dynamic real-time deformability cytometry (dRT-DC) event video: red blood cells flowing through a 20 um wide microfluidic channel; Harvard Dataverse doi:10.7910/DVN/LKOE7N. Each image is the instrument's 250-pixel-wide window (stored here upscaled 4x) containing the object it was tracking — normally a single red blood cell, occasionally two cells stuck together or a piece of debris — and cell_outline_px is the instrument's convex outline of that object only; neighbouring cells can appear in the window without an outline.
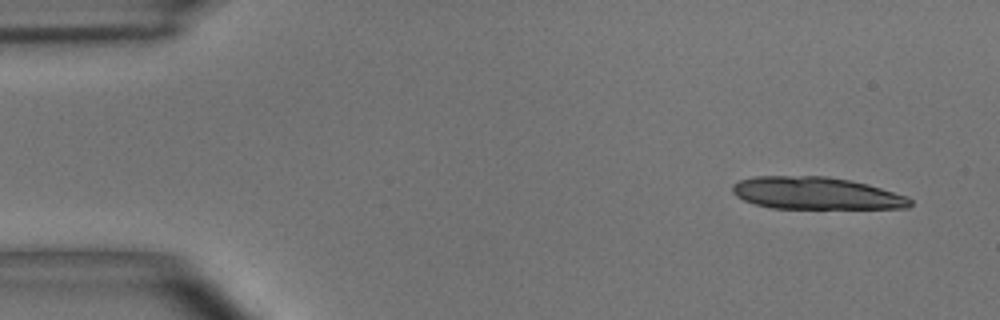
{"species": "common noctule bat (a hibernating species)", "species_latin": "Nyctalus noctula", "temperature_condition": "room temperature", "stored_images_in_passage": 18, "camera_frame_rate_fps": 3000, "um_per_image_px": 0.085, "animal": {"sex": "male", "body_mass_g": 15.6}, "frame": {"image": 1, "passage_image": 3, "time_ms": 0.667, "image_size_px": [1000, 320], "cell_outline_px": [[912, 204], [908, 208], [772, 208], [756, 204], [744, 200], [736, 196], [732, 192], [732, 184], [740, 180], [756, 176], [824, 176], [848, 180], [868, 184], [908, 196], [912, 200]], "centroid_in_image_um": [69.37, 16.42], "position_along_channel_um": 15.6, "area_um2": 33.35}}
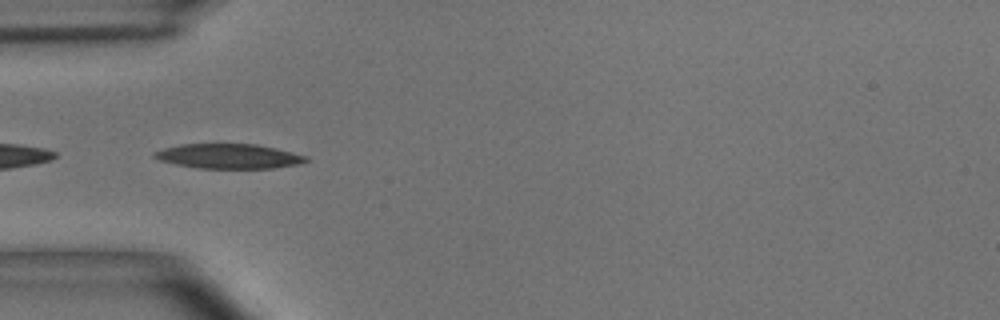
{"frame": {"image": 2, "passage_image": 16, "time_ms": 5.0, "image_size_px": [1000, 320], "cell_outline_px": [[312, 160], [300, 164], [272, 168], [196, 168], [176, 164], [160, 160], [152, 156], [152, 152], [164, 148], [180, 144], [256, 144], [276, 148], [308, 156]], "centroid_in_image_um": [19.47, 13.28], "position_along_channel_um": 65.5, "area_um2": 21.96}}